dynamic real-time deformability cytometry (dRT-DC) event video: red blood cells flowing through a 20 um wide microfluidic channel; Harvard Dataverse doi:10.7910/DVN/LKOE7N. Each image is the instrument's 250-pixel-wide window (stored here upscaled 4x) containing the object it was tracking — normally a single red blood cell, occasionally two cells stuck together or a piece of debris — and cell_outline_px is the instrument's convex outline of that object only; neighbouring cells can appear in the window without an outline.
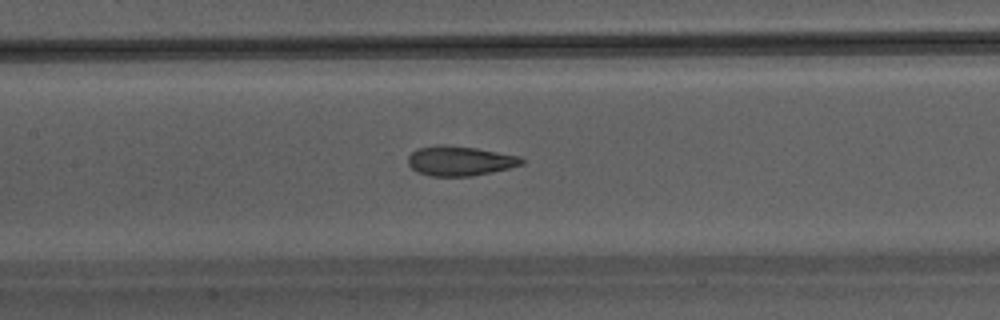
{"species": "Egyptian fruit bat (a non-hibernating species)", "species_latin": "Rousettus aegyptiacus", "temperature_condition": "warm", "stored_images_in_passage": 38, "camera_frame_rate_fps": 3000, "um_per_image_px": 0.085, "animal": {"sex": "male"}, "frame": {"image": 1, "passage_image": 22, "time_ms": 7.0, "image_size_px": [1000, 320], "cell_outline_px": [[524, 164], [492, 172], [472, 176], [428, 176], [416, 172], [408, 164], [408, 156], [416, 148], [440, 144], [444, 144], [476, 148], [520, 156], [524, 160]], "centroid_in_image_um": [39.06, 13.67], "position_along_channel_um": 168.3, "area_um2": 19.83}}